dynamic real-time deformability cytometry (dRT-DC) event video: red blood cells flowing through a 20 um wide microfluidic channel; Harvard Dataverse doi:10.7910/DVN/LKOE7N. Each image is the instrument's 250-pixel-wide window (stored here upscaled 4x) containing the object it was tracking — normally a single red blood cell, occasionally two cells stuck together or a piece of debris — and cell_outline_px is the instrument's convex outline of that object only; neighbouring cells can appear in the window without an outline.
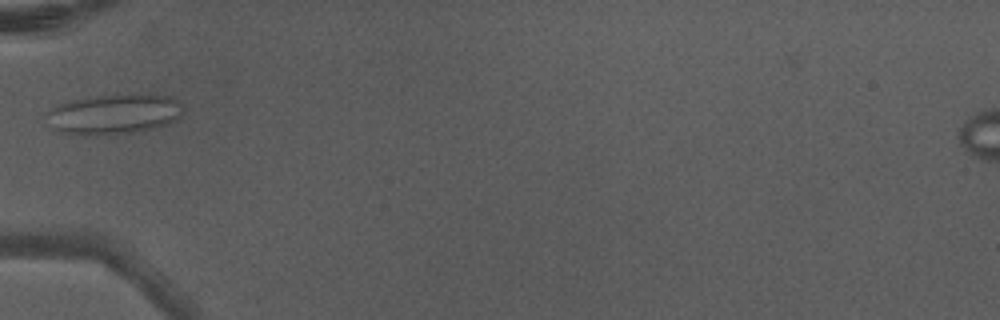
{"species": "Egyptian fruit bat (a non-hibernating species)", "species_latin": "Rousettus aegyptiacus", "temperature_condition": "warm", "stored_images_in_passage": 3, "camera_frame_rate_fps": 3000, "um_per_image_px": 0.085, "animal": {"sex": "male"}, "frame": {"image": 1, "passage_image": 3, "time_ms": 0.667, "image_size_px": [1000, 320], "cell_outline_px": [[184, 108], [180, 116], [176, 120], [168, 124], [152, 128], [132, 132], [60, 132], [52, 128], [40, 116], [56, 104], [72, 100], [104, 96], [172, 96], [184, 104]], "centroid_in_image_um": [9.65, 9.68], "position_along_channel_um": 75.3, "area_um2": 30.81}}